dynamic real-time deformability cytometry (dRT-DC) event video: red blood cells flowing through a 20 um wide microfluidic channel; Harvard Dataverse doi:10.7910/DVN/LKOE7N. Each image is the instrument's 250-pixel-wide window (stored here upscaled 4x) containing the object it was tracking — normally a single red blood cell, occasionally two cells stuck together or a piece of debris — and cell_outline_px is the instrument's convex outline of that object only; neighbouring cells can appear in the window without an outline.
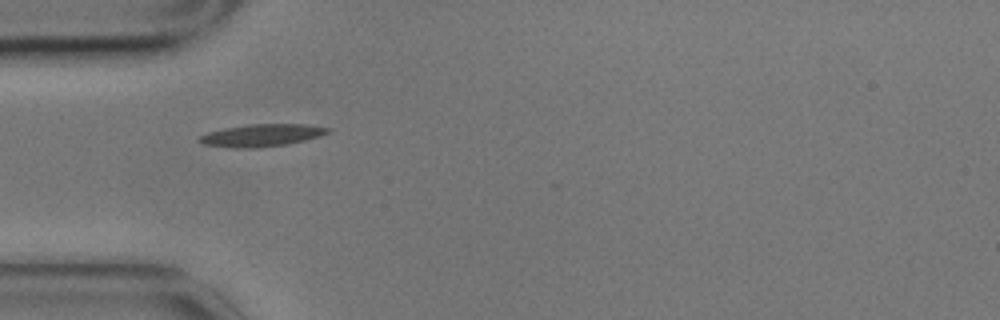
{"species": "common noctule bat (a hibernating species)", "species_latin": "Nyctalus noctula", "temperature_condition": "cold", "stored_images_in_passage": 1, "camera_frame_rate_fps": 3000, "um_per_image_px": 0.085, "animal": {"sex": "male", "body_mass_g": 17.9}, "frame": {"image": 1, "passage_image": 1, "time_ms": 0.0, "image_size_px": [1000, 320], "cell_outline_px": [[332, 132], [320, 136], [288, 144], [256, 148], [232, 148], [204, 144], [196, 140], [200, 136], [208, 132], [224, 128], [252, 124], [304, 124], [332, 128]], "centroid_in_image_um": [22.27, 11.5], "position_along_channel_um": 62.7, "area_um2": 16.82}}